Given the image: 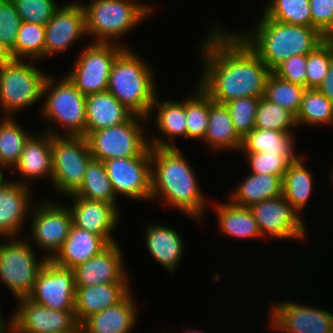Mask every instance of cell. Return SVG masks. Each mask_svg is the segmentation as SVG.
<instances>
[{"label":"cell","mask_w":333,"mask_h":333,"mask_svg":"<svg viewBox=\"0 0 333 333\" xmlns=\"http://www.w3.org/2000/svg\"><path fill=\"white\" fill-rule=\"evenodd\" d=\"M256 220L262 237L270 240H303L308 232L307 221L280 195L261 201L249 208ZM305 222V223H304Z\"/></svg>","instance_id":"5bb4252c"},{"label":"cell","mask_w":333,"mask_h":333,"mask_svg":"<svg viewBox=\"0 0 333 333\" xmlns=\"http://www.w3.org/2000/svg\"><path fill=\"white\" fill-rule=\"evenodd\" d=\"M22 22L46 25L59 8L56 0H12Z\"/></svg>","instance_id":"f6af8a7d"},{"label":"cell","mask_w":333,"mask_h":333,"mask_svg":"<svg viewBox=\"0 0 333 333\" xmlns=\"http://www.w3.org/2000/svg\"><path fill=\"white\" fill-rule=\"evenodd\" d=\"M146 62L131 46L124 48L112 66L107 91L134 115L148 118L158 89L154 68Z\"/></svg>","instance_id":"277c9868"},{"label":"cell","mask_w":333,"mask_h":333,"mask_svg":"<svg viewBox=\"0 0 333 333\" xmlns=\"http://www.w3.org/2000/svg\"><path fill=\"white\" fill-rule=\"evenodd\" d=\"M1 240L4 242L0 243V281L14 300L28 298L38 273L49 260L45 256L37 258L36 249L27 237H1Z\"/></svg>","instance_id":"ba28073f"},{"label":"cell","mask_w":333,"mask_h":333,"mask_svg":"<svg viewBox=\"0 0 333 333\" xmlns=\"http://www.w3.org/2000/svg\"><path fill=\"white\" fill-rule=\"evenodd\" d=\"M317 89L333 103V58L330 62L327 75Z\"/></svg>","instance_id":"681fc988"},{"label":"cell","mask_w":333,"mask_h":333,"mask_svg":"<svg viewBox=\"0 0 333 333\" xmlns=\"http://www.w3.org/2000/svg\"><path fill=\"white\" fill-rule=\"evenodd\" d=\"M32 132L33 135L26 142L21 156L14 166V170H11V176L15 171L17 174H21V179L12 181L20 183L22 185L30 186L28 183L36 179L47 178L52 180V147L50 133L41 131ZM22 180V181H21ZM28 181V182H27Z\"/></svg>","instance_id":"7402d4cb"},{"label":"cell","mask_w":333,"mask_h":333,"mask_svg":"<svg viewBox=\"0 0 333 333\" xmlns=\"http://www.w3.org/2000/svg\"><path fill=\"white\" fill-rule=\"evenodd\" d=\"M108 245L101 236L72 225L62 248L51 261L59 267L73 269L99 254Z\"/></svg>","instance_id":"4316f807"},{"label":"cell","mask_w":333,"mask_h":333,"mask_svg":"<svg viewBox=\"0 0 333 333\" xmlns=\"http://www.w3.org/2000/svg\"><path fill=\"white\" fill-rule=\"evenodd\" d=\"M213 23L198 46L203 66L196 84L219 104L241 97H264L272 71L235 30Z\"/></svg>","instance_id":"6da1fadb"},{"label":"cell","mask_w":333,"mask_h":333,"mask_svg":"<svg viewBox=\"0 0 333 333\" xmlns=\"http://www.w3.org/2000/svg\"><path fill=\"white\" fill-rule=\"evenodd\" d=\"M16 117L17 115L0 119V163L9 171L13 170L26 142L33 135L19 124Z\"/></svg>","instance_id":"836d02e7"},{"label":"cell","mask_w":333,"mask_h":333,"mask_svg":"<svg viewBox=\"0 0 333 333\" xmlns=\"http://www.w3.org/2000/svg\"><path fill=\"white\" fill-rule=\"evenodd\" d=\"M85 111V137L92 131L124 123L133 115L108 91L87 95Z\"/></svg>","instance_id":"83f0119b"},{"label":"cell","mask_w":333,"mask_h":333,"mask_svg":"<svg viewBox=\"0 0 333 333\" xmlns=\"http://www.w3.org/2000/svg\"><path fill=\"white\" fill-rule=\"evenodd\" d=\"M159 96L160 95L157 94L155 97L150 115L147 119L149 123L151 121L150 119L154 118V122L152 123H154L157 131L163 136L160 137L155 134V137L150 135L149 145L150 147L156 148H176L174 141H176L177 136V138L183 136L186 139V98L178 101L175 98L172 101L171 99L162 100Z\"/></svg>","instance_id":"603a6c76"},{"label":"cell","mask_w":333,"mask_h":333,"mask_svg":"<svg viewBox=\"0 0 333 333\" xmlns=\"http://www.w3.org/2000/svg\"><path fill=\"white\" fill-rule=\"evenodd\" d=\"M251 28L237 34L272 71L293 55H307L323 43V35L313 27L260 18ZM248 29V30H247Z\"/></svg>","instance_id":"3957f363"},{"label":"cell","mask_w":333,"mask_h":333,"mask_svg":"<svg viewBox=\"0 0 333 333\" xmlns=\"http://www.w3.org/2000/svg\"><path fill=\"white\" fill-rule=\"evenodd\" d=\"M147 120L133 114L124 123L90 132L85 138L92 157L102 162L126 157H151L145 126Z\"/></svg>","instance_id":"9c48e42d"},{"label":"cell","mask_w":333,"mask_h":333,"mask_svg":"<svg viewBox=\"0 0 333 333\" xmlns=\"http://www.w3.org/2000/svg\"><path fill=\"white\" fill-rule=\"evenodd\" d=\"M215 205L214 211L220 233L223 232V235L239 239V241L262 238L258 224L249 208L237 206L229 200L222 203L216 201Z\"/></svg>","instance_id":"1f68e13d"},{"label":"cell","mask_w":333,"mask_h":333,"mask_svg":"<svg viewBox=\"0 0 333 333\" xmlns=\"http://www.w3.org/2000/svg\"><path fill=\"white\" fill-rule=\"evenodd\" d=\"M333 169V168H332ZM331 177H329L330 179H331V183H333V170H332V172H331V175H330ZM331 186H333V185H331Z\"/></svg>","instance_id":"9f6ffc18"},{"label":"cell","mask_w":333,"mask_h":333,"mask_svg":"<svg viewBox=\"0 0 333 333\" xmlns=\"http://www.w3.org/2000/svg\"><path fill=\"white\" fill-rule=\"evenodd\" d=\"M51 186L62 198L75 194L84 181L86 167L93 158L83 136L52 135Z\"/></svg>","instance_id":"30bf717a"},{"label":"cell","mask_w":333,"mask_h":333,"mask_svg":"<svg viewBox=\"0 0 333 333\" xmlns=\"http://www.w3.org/2000/svg\"><path fill=\"white\" fill-rule=\"evenodd\" d=\"M196 85V86H195ZM186 97V139L203 141L209 119V97L195 84Z\"/></svg>","instance_id":"f35d334b"},{"label":"cell","mask_w":333,"mask_h":333,"mask_svg":"<svg viewBox=\"0 0 333 333\" xmlns=\"http://www.w3.org/2000/svg\"><path fill=\"white\" fill-rule=\"evenodd\" d=\"M182 333H183V331H182ZM184 333H204V332H202L201 330H199L198 331V329H188L187 331H186V329L184 330Z\"/></svg>","instance_id":"db71d44e"},{"label":"cell","mask_w":333,"mask_h":333,"mask_svg":"<svg viewBox=\"0 0 333 333\" xmlns=\"http://www.w3.org/2000/svg\"><path fill=\"white\" fill-rule=\"evenodd\" d=\"M312 27L322 35L333 23V0H310Z\"/></svg>","instance_id":"c3c4849f"},{"label":"cell","mask_w":333,"mask_h":333,"mask_svg":"<svg viewBox=\"0 0 333 333\" xmlns=\"http://www.w3.org/2000/svg\"><path fill=\"white\" fill-rule=\"evenodd\" d=\"M122 250L117 242L109 244L99 254L74 267L75 286L129 283Z\"/></svg>","instance_id":"ffe728a7"},{"label":"cell","mask_w":333,"mask_h":333,"mask_svg":"<svg viewBox=\"0 0 333 333\" xmlns=\"http://www.w3.org/2000/svg\"><path fill=\"white\" fill-rule=\"evenodd\" d=\"M4 171L8 172V169L3 164L0 163V187L5 186L10 181L7 178H5L6 174H4L5 173Z\"/></svg>","instance_id":"f5cc1de1"},{"label":"cell","mask_w":333,"mask_h":333,"mask_svg":"<svg viewBox=\"0 0 333 333\" xmlns=\"http://www.w3.org/2000/svg\"><path fill=\"white\" fill-rule=\"evenodd\" d=\"M295 132H281L254 128L242 139L239 153H272L283 155L290 163L298 160L304 153L299 154L296 148ZM295 146V147H294Z\"/></svg>","instance_id":"f546056e"},{"label":"cell","mask_w":333,"mask_h":333,"mask_svg":"<svg viewBox=\"0 0 333 333\" xmlns=\"http://www.w3.org/2000/svg\"><path fill=\"white\" fill-rule=\"evenodd\" d=\"M10 318V333H64L72 331L78 322L75 310H53L28 298L16 301Z\"/></svg>","instance_id":"9a60e30c"},{"label":"cell","mask_w":333,"mask_h":333,"mask_svg":"<svg viewBox=\"0 0 333 333\" xmlns=\"http://www.w3.org/2000/svg\"><path fill=\"white\" fill-rule=\"evenodd\" d=\"M70 199L67 206L75 227L85 229L90 233L101 236L108 244L116 243L113 232L121 221V212L117 203H105L86 200L74 194L65 197Z\"/></svg>","instance_id":"d6986e66"},{"label":"cell","mask_w":333,"mask_h":333,"mask_svg":"<svg viewBox=\"0 0 333 333\" xmlns=\"http://www.w3.org/2000/svg\"><path fill=\"white\" fill-rule=\"evenodd\" d=\"M306 156L288 165L282 180V195L300 214L312 196L314 180L311 170L305 166Z\"/></svg>","instance_id":"d6a6232c"},{"label":"cell","mask_w":333,"mask_h":333,"mask_svg":"<svg viewBox=\"0 0 333 333\" xmlns=\"http://www.w3.org/2000/svg\"><path fill=\"white\" fill-rule=\"evenodd\" d=\"M22 19L12 0H0V50L6 56L14 47Z\"/></svg>","instance_id":"ee69618b"},{"label":"cell","mask_w":333,"mask_h":333,"mask_svg":"<svg viewBox=\"0 0 333 333\" xmlns=\"http://www.w3.org/2000/svg\"><path fill=\"white\" fill-rule=\"evenodd\" d=\"M87 37L85 13L80 2L63 3L45 25L44 58L68 52Z\"/></svg>","instance_id":"ac0fdd59"},{"label":"cell","mask_w":333,"mask_h":333,"mask_svg":"<svg viewBox=\"0 0 333 333\" xmlns=\"http://www.w3.org/2000/svg\"><path fill=\"white\" fill-rule=\"evenodd\" d=\"M233 190L228 200L241 207L250 208L261 201L282 195V179L271 174L249 173Z\"/></svg>","instance_id":"4dcf8cb0"},{"label":"cell","mask_w":333,"mask_h":333,"mask_svg":"<svg viewBox=\"0 0 333 333\" xmlns=\"http://www.w3.org/2000/svg\"><path fill=\"white\" fill-rule=\"evenodd\" d=\"M35 63L39 64L38 61L8 57L0 63L2 117H14L21 110L36 105L43 98V87L49 73L43 72Z\"/></svg>","instance_id":"52a82bcc"},{"label":"cell","mask_w":333,"mask_h":333,"mask_svg":"<svg viewBox=\"0 0 333 333\" xmlns=\"http://www.w3.org/2000/svg\"><path fill=\"white\" fill-rule=\"evenodd\" d=\"M91 0L81 3L85 13L87 37L93 42L115 43L140 23L149 19L155 8L143 0ZM127 33V34H126ZM117 41H114V40Z\"/></svg>","instance_id":"5b68a950"},{"label":"cell","mask_w":333,"mask_h":333,"mask_svg":"<svg viewBox=\"0 0 333 333\" xmlns=\"http://www.w3.org/2000/svg\"><path fill=\"white\" fill-rule=\"evenodd\" d=\"M55 200V201H54ZM54 200H41L34 204L29 215L30 243L43 250L44 256L51 260L62 248L69 235L72 216L66 202ZM59 202V203H58ZM32 241V242H31Z\"/></svg>","instance_id":"7c38bea8"},{"label":"cell","mask_w":333,"mask_h":333,"mask_svg":"<svg viewBox=\"0 0 333 333\" xmlns=\"http://www.w3.org/2000/svg\"><path fill=\"white\" fill-rule=\"evenodd\" d=\"M306 89V87L285 81L271 73L266 83L264 98L278 104L296 117Z\"/></svg>","instance_id":"ab89813d"},{"label":"cell","mask_w":333,"mask_h":333,"mask_svg":"<svg viewBox=\"0 0 333 333\" xmlns=\"http://www.w3.org/2000/svg\"><path fill=\"white\" fill-rule=\"evenodd\" d=\"M144 234L145 244L152 258L168 273L177 271L185 250L183 236L172 227L159 222L146 224Z\"/></svg>","instance_id":"d4e9b609"},{"label":"cell","mask_w":333,"mask_h":333,"mask_svg":"<svg viewBox=\"0 0 333 333\" xmlns=\"http://www.w3.org/2000/svg\"><path fill=\"white\" fill-rule=\"evenodd\" d=\"M75 292L73 269L59 267L49 260L38 273L28 299L53 310H75Z\"/></svg>","instance_id":"e0dca14e"},{"label":"cell","mask_w":333,"mask_h":333,"mask_svg":"<svg viewBox=\"0 0 333 333\" xmlns=\"http://www.w3.org/2000/svg\"><path fill=\"white\" fill-rule=\"evenodd\" d=\"M105 164L115 196L151 202V157L109 159Z\"/></svg>","instance_id":"2e32d148"},{"label":"cell","mask_w":333,"mask_h":333,"mask_svg":"<svg viewBox=\"0 0 333 333\" xmlns=\"http://www.w3.org/2000/svg\"><path fill=\"white\" fill-rule=\"evenodd\" d=\"M296 127L295 116L291 112L278 104L269 102L264 97L260 98L256 113L255 128L294 132L292 129H297Z\"/></svg>","instance_id":"60d3db41"},{"label":"cell","mask_w":333,"mask_h":333,"mask_svg":"<svg viewBox=\"0 0 333 333\" xmlns=\"http://www.w3.org/2000/svg\"><path fill=\"white\" fill-rule=\"evenodd\" d=\"M74 195L86 200L119 204L105 164L94 158L88 163L82 186Z\"/></svg>","instance_id":"e575fe53"},{"label":"cell","mask_w":333,"mask_h":333,"mask_svg":"<svg viewBox=\"0 0 333 333\" xmlns=\"http://www.w3.org/2000/svg\"><path fill=\"white\" fill-rule=\"evenodd\" d=\"M251 173L271 174L283 180L290 162L281 154L272 153H244Z\"/></svg>","instance_id":"bcb514c9"},{"label":"cell","mask_w":333,"mask_h":333,"mask_svg":"<svg viewBox=\"0 0 333 333\" xmlns=\"http://www.w3.org/2000/svg\"><path fill=\"white\" fill-rule=\"evenodd\" d=\"M268 310L267 329L272 333H333V313L328 310L296 300L270 302Z\"/></svg>","instance_id":"4fadbf2b"},{"label":"cell","mask_w":333,"mask_h":333,"mask_svg":"<svg viewBox=\"0 0 333 333\" xmlns=\"http://www.w3.org/2000/svg\"><path fill=\"white\" fill-rule=\"evenodd\" d=\"M45 26L22 22L15 47L6 55L12 59L41 61L44 59Z\"/></svg>","instance_id":"74e56055"},{"label":"cell","mask_w":333,"mask_h":333,"mask_svg":"<svg viewBox=\"0 0 333 333\" xmlns=\"http://www.w3.org/2000/svg\"><path fill=\"white\" fill-rule=\"evenodd\" d=\"M333 58V45L323 42L313 52L307 54L306 88L317 89L328 73Z\"/></svg>","instance_id":"7bdbcfd3"},{"label":"cell","mask_w":333,"mask_h":333,"mask_svg":"<svg viewBox=\"0 0 333 333\" xmlns=\"http://www.w3.org/2000/svg\"><path fill=\"white\" fill-rule=\"evenodd\" d=\"M179 148L151 147V202L164 203L195 222L201 221L208 196L200 187L197 174ZM207 197V198H206Z\"/></svg>","instance_id":"7a4b0ae2"},{"label":"cell","mask_w":333,"mask_h":333,"mask_svg":"<svg viewBox=\"0 0 333 333\" xmlns=\"http://www.w3.org/2000/svg\"><path fill=\"white\" fill-rule=\"evenodd\" d=\"M31 194L30 186L14 182L11 178L0 187V238L20 236L25 230L24 223L34 207L31 203L35 202H32Z\"/></svg>","instance_id":"44dd1931"},{"label":"cell","mask_w":333,"mask_h":333,"mask_svg":"<svg viewBox=\"0 0 333 333\" xmlns=\"http://www.w3.org/2000/svg\"><path fill=\"white\" fill-rule=\"evenodd\" d=\"M1 306V305H0ZM3 312L0 307V333H10V318L7 319L3 317Z\"/></svg>","instance_id":"f907efd6"},{"label":"cell","mask_w":333,"mask_h":333,"mask_svg":"<svg viewBox=\"0 0 333 333\" xmlns=\"http://www.w3.org/2000/svg\"><path fill=\"white\" fill-rule=\"evenodd\" d=\"M323 42L333 45V23L329 29L323 34Z\"/></svg>","instance_id":"816d5d0a"},{"label":"cell","mask_w":333,"mask_h":333,"mask_svg":"<svg viewBox=\"0 0 333 333\" xmlns=\"http://www.w3.org/2000/svg\"><path fill=\"white\" fill-rule=\"evenodd\" d=\"M259 100L258 97H241L225 103L233 126L242 139L255 128Z\"/></svg>","instance_id":"b9f144b4"},{"label":"cell","mask_w":333,"mask_h":333,"mask_svg":"<svg viewBox=\"0 0 333 333\" xmlns=\"http://www.w3.org/2000/svg\"><path fill=\"white\" fill-rule=\"evenodd\" d=\"M260 18L312 27L310 0H267Z\"/></svg>","instance_id":"8d00e7d4"},{"label":"cell","mask_w":333,"mask_h":333,"mask_svg":"<svg viewBox=\"0 0 333 333\" xmlns=\"http://www.w3.org/2000/svg\"><path fill=\"white\" fill-rule=\"evenodd\" d=\"M127 46L126 43L91 42L80 50L66 76L85 96L107 91L114 61Z\"/></svg>","instance_id":"8fae6325"},{"label":"cell","mask_w":333,"mask_h":333,"mask_svg":"<svg viewBox=\"0 0 333 333\" xmlns=\"http://www.w3.org/2000/svg\"><path fill=\"white\" fill-rule=\"evenodd\" d=\"M306 63L307 55H293L277 65L272 73L285 81L306 87Z\"/></svg>","instance_id":"7dc6e473"},{"label":"cell","mask_w":333,"mask_h":333,"mask_svg":"<svg viewBox=\"0 0 333 333\" xmlns=\"http://www.w3.org/2000/svg\"><path fill=\"white\" fill-rule=\"evenodd\" d=\"M136 300L131 290L116 305L84 320L80 324L83 333H132L139 318Z\"/></svg>","instance_id":"cb8c5ba5"},{"label":"cell","mask_w":333,"mask_h":333,"mask_svg":"<svg viewBox=\"0 0 333 333\" xmlns=\"http://www.w3.org/2000/svg\"><path fill=\"white\" fill-rule=\"evenodd\" d=\"M129 283L76 286L75 318L80 325L91 315L116 305L131 290Z\"/></svg>","instance_id":"484cf974"},{"label":"cell","mask_w":333,"mask_h":333,"mask_svg":"<svg viewBox=\"0 0 333 333\" xmlns=\"http://www.w3.org/2000/svg\"><path fill=\"white\" fill-rule=\"evenodd\" d=\"M57 78V79H56ZM40 113L47 125L44 132L59 136H83L86 128V96L64 75H48L43 87ZM45 97V98H44ZM61 133L53 126L57 124ZM54 129V130H53ZM65 129V130H64ZM56 130V131H55ZM64 130V131H63ZM63 132V133H62Z\"/></svg>","instance_id":"8992f818"},{"label":"cell","mask_w":333,"mask_h":333,"mask_svg":"<svg viewBox=\"0 0 333 333\" xmlns=\"http://www.w3.org/2000/svg\"><path fill=\"white\" fill-rule=\"evenodd\" d=\"M202 143L210 150L240 151L242 138L237 134L225 104L213 102L209 98V119L206 135Z\"/></svg>","instance_id":"f1b7e54d"},{"label":"cell","mask_w":333,"mask_h":333,"mask_svg":"<svg viewBox=\"0 0 333 333\" xmlns=\"http://www.w3.org/2000/svg\"><path fill=\"white\" fill-rule=\"evenodd\" d=\"M6 58V56L0 50V63Z\"/></svg>","instance_id":"11a10c76"},{"label":"cell","mask_w":333,"mask_h":333,"mask_svg":"<svg viewBox=\"0 0 333 333\" xmlns=\"http://www.w3.org/2000/svg\"><path fill=\"white\" fill-rule=\"evenodd\" d=\"M298 126H333V103L318 89H306L296 117Z\"/></svg>","instance_id":"d590c367"}]
</instances>
